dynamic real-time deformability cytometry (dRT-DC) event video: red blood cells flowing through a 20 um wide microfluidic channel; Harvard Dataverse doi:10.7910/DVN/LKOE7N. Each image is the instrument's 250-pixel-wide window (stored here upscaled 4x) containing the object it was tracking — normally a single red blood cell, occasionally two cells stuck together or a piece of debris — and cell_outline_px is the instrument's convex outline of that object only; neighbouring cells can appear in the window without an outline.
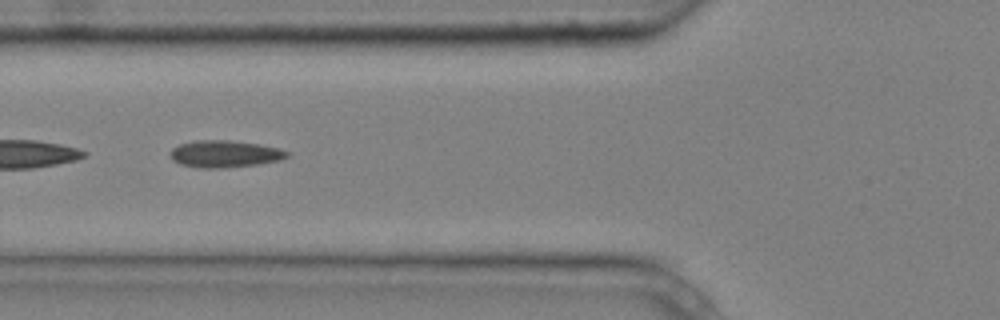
{"species": "common noctule bat (a hibernating species)", "species_latin": "Nyctalus noctula", "temperature_condition": "cold", "stored_images_in_passage": 5, "camera_frame_rate_fps": 3000, "um_per_image_px": 0.085, "animal": {"sex": "male", "body_mass_g": 20.4}, "frame": {"image": 1, "passage_image": 5, "time_ms": 1.333, "image_size_px": [1000, 320], "cell_outline_px": [[288, 156], [280, 160], [256, 164], [224, 168], [196, 168], [180, 164], [172, 160], [168, 156], [168, 152], [172, 148], [180, 144], [196, 140], [228, 140], [260, 144], [280, 148], [288, 152]], "centroid_in_image_um": [19.04, 13.08], "position_along_channel_um": 106.8, "area_um2": 18.55}}